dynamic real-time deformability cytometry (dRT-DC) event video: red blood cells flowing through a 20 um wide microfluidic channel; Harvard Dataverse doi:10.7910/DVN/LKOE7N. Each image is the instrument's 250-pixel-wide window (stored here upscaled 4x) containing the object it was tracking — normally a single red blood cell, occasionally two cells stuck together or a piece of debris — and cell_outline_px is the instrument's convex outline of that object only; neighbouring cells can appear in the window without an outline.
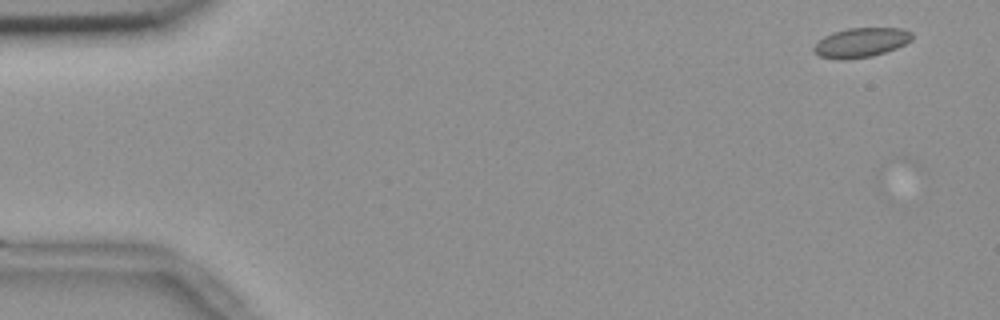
{"species": "common noctule bat (a hibernating species)", "species_latin": "Nyctalus noctula", "temperature_condition": "room temperature", "stored_images_in_passage": 2, "camera_frame_rate_fps": 3000, "um_per_image_px": 0.085, "animal": {"sex": "female", "body_mass_g": 18.4}, "frame": {"image": 1, "passage_image": 1, "time_ms": 0.0, "image_size_px": [1000, 320], "cell_outline_px": [[912, 40], [896, 48], [872, 56], [844, 60], [840, 60], [820, 56], [812, 52], [812, 48], [824, 36], [832, 32], [848, 28], [904, 28], [912, 32]], "centroid_in_image_um": [73.17, 3.61], "position_along_channel_um": 11.8, "area_um2": 16.94}}